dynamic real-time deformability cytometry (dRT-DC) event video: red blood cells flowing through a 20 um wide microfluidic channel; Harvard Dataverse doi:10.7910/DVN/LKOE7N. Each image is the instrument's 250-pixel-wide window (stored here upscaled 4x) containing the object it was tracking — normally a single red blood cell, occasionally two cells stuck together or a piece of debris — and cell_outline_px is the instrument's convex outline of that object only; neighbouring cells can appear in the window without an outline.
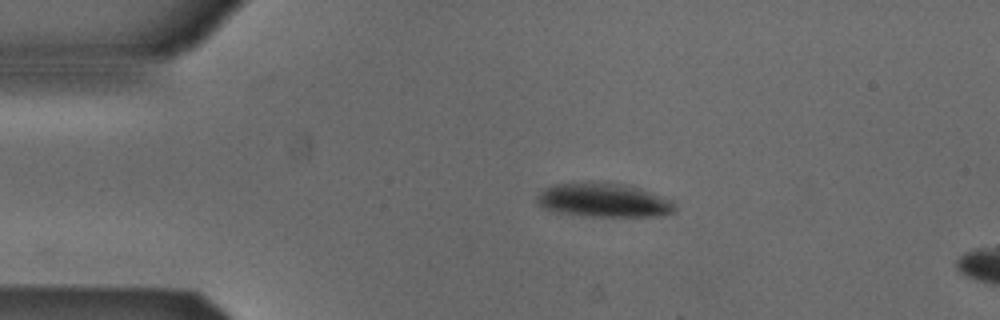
{"species": "Egyptian fruit bat (a non-hibernating species)", "species_latin": "Rousettus aegyptiacus", "temperature_condition": "cold", "stored_images_in_passage": 14, "camera_frame_rate_fps": 3000, "um_per_image_px": 0.085, "animal": {"sex": "male"}, "frame": {"image": 1, "passage_image": 10, "time_ms": 3.0, "image_size_px": [1000, 320], "cell_outline_px": [[676, 208], [672, 212], [652, 216], [592, 216], [560, 212], [548, 208], [540, 204], [536, 200], [540, 192], [544, 188], [552, 184], [584, 180], [608, 180], [628, 184], [640, 188], [672, 200]], "centroid_in_image_um": [51.3, 16.94], "position_along_channel_um": 33.7, "area_um2": 27.69}}